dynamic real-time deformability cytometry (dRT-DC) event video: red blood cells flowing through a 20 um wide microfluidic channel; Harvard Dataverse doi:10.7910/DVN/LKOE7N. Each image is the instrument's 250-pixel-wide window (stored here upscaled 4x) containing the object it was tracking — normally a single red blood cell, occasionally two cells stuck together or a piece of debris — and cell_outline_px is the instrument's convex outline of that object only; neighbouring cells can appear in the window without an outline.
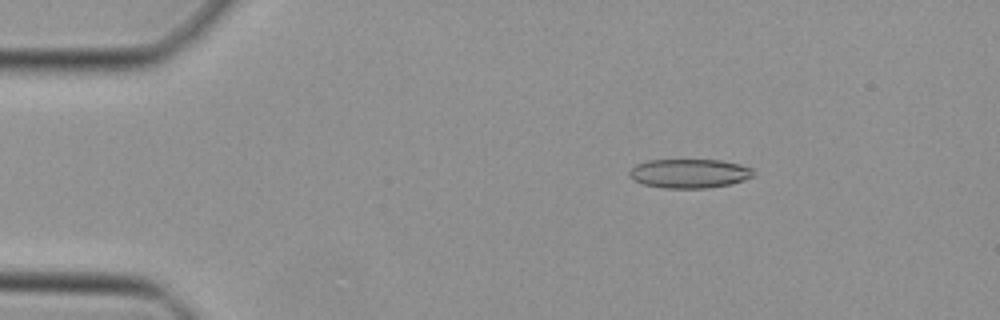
{"species": "Egyptian fruit bat (a non-hibernating species)", "species_latin": "Rousettus aegyptiacus", "temperature_condition": "cold", "stored_images_in_passage": 47, "camera_frame_rate_fps": 3000, "um_per_image_px": 0.085, "animal": {"sex": "female"}, "frame": {"image": 1, "passage_image": 8, "time_ms": 2.333, "image_size_px": [1000, 320], "cell_outline_px": [[756, 172], [752, 176], [732, 184], [708, 188], [660, 188], [644, 184], [636, 180], [628, 172], [636, 164], [648, 160], [720, 160], [740, 164], [752, 168]], "centroid_in_image_um": [58.63, 14.74], "position_along_channel_um": 26.4, "area_um2": 20.98}}
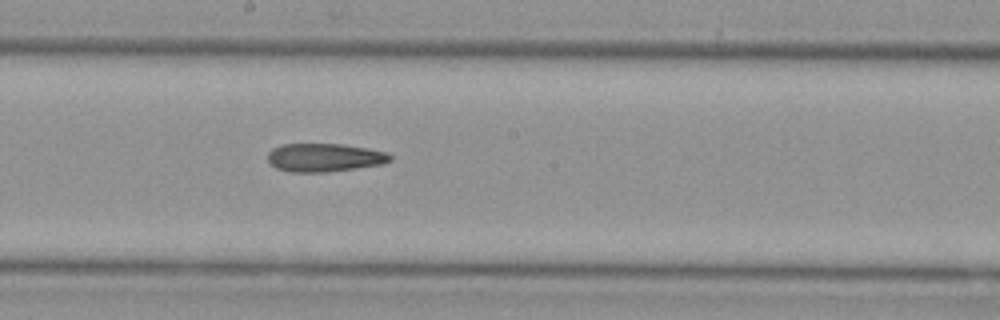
{"frame": {"image": 2, "passage_image": 26, "time_ms": 8.333, "image_size_px": [1000, 320], "cell_outline_px": [[392, 160], [384, 164], [328, 172], [288, 172], [276, 168], [268, 164], [268, 152], [272, 148], [284, 144], [340, 144], [368, 148], [388, 152], [392, 156]], "centroid_in_image_um": [27.58, 13.4], "position_along_channel_um": 220.6, "area_um2": 20.46}}
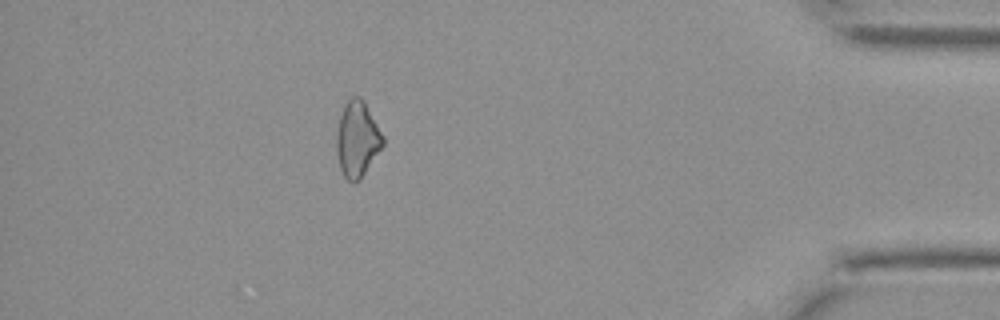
{"frame": {"image": 3, "passage_image": 42, "time_ms": 13.667, "image_size_px": [1000, 320], "cell_outline_px": [[384, 144], [360, 180], [348, 180], [344, 176], [340, 168], [336, 152], [336, 136], [340, 116], [344, 104], [352, 96], [360, 96], [364, 100], [384, 136]], "centroid_in_image_um": [30.37, 11.8], "position_along_channel_um": 404.8, "area_um2": 20.4}}